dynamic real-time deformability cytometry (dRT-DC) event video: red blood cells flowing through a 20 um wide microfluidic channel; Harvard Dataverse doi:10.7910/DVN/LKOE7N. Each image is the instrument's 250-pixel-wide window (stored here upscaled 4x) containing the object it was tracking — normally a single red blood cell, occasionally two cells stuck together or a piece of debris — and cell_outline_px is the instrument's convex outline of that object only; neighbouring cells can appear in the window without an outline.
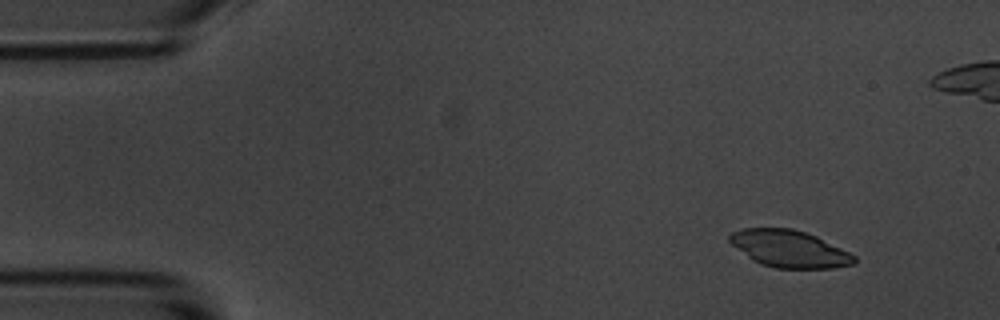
{"species": "common noctule bat (a hibernating species)", "species_latin": "Nyctalus noctula", "temperature_condition": "room temperature", "stored_images_in_passage": 4, "camera_frame_rate_fps": 3000, "um_per_image_px": 0.085, "animal": {"sex": "male", "body_mass_g": 20.1, "forearm_length_mm": 53.5}, "frame": {"image": 1, "passage_image": 1, "time_ms": 0.0, "image_size_px": [1000, 320], "cell_outline_px": [[856, 264], [832, 268], [776, 268], [760, 264], [752, 260], [732, 244], [728, 240], [728, 236], [732, 232], [744, 228], [792, 228], [816, 236], [856, 256]], "centroid_in_image_um": [67.09, 21.15], "position_along_channel_um": 17.9, "area_um2": 26.76}}